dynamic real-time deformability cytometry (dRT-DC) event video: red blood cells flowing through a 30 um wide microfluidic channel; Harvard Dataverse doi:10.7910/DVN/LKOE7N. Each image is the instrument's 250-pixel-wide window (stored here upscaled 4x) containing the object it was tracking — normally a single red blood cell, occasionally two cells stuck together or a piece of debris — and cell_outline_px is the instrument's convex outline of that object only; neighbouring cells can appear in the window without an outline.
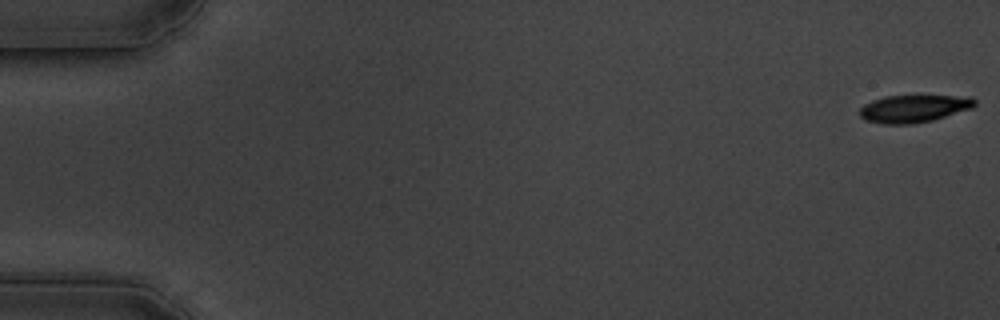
{"species": "common noctule bat (a hibernating species)", "species_latin": "Nyctalus noctula", "temperature_condition": "cold", "stored_images_in_passage": 60, "camera_frame_rate_fps": 3000, "um_per_image_px": 0.085, "animal": {"sex": "male", "body_mass_g": 19.5, "forearm_length_mm": 54.6}, "frame": {"image": 1, "passage_image": 1, "time_ms": 0.0, "image_size_px": [1000, 320], "cell_outline_px": [[976, 104], [972, 108], [932, 120], [912, 124], [884, 124], [864, 120], [860, 116], [860, 108], [864, 104], [872, 100], [884, 96], [916, 92], [952, 96], [976, 100]], "centroid_in_image_um": [77.61, 9.18], "position_along_channel_um": 7.4, "area_um2": 19.13}}
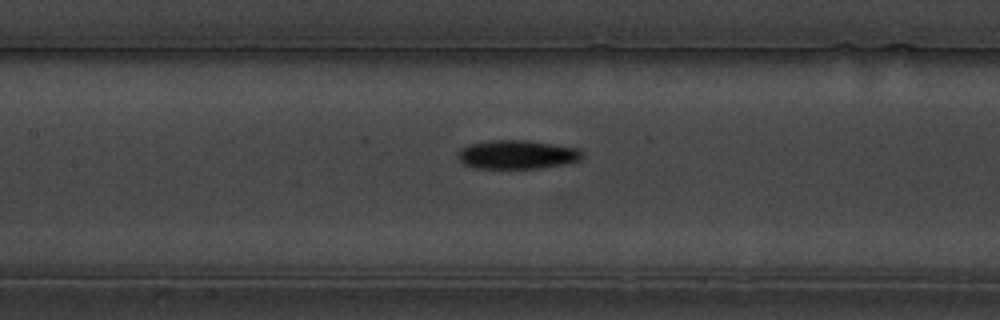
{"frame": {"image": 2, "passage_image": 28, "time_ms": 9.0, "image_size_px": [1000, 320], "cell_outline_px": [[584, 156], [580, 160], [564, 164], [536, 168], [472, 168], [464, 164], [460, 160], [460, 148], [468, 144], [488, 140], [528, 140], [580, 148], [584, 152]], "centroid_in_image_um": [43.99, 13.12], "position_along_channel_um": 163.4, "area_um2": 20.98}}
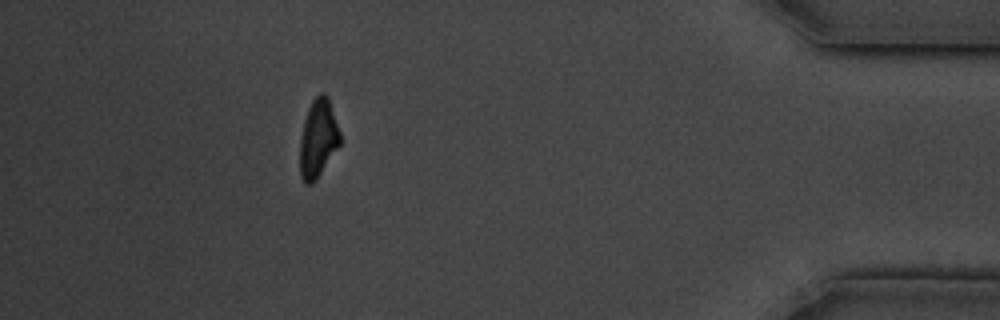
{"frame": {"image": 3, "passage_image": 54, "time_ms": 17.667, "image_size_px": [1000, 320], "cell_outline_px": [[340, 144], [316, 180], [312, 184], [304, 184], [300, 176], [300, 140], [304, 120], [308, 108], [312, 100], [320, 92], [324, 92], [328, 96], [340, 132]], "centroid_in_image_um": [27.03, 11.77], "position_along_channel_um": 408.2, "area_um2": 18.32}, "authors_computed_cell_mechanics": {"area_um2": 19.5942, "velocity_mm_per_s": 3.3921, "shape_relaxation_time_tau1_ms": 3.4009, "shape_relaxation_time_tau2_ms": 5.213, "deformation_change_tau1": 0.1327, "deformation_change_tau2": 0.1182}}